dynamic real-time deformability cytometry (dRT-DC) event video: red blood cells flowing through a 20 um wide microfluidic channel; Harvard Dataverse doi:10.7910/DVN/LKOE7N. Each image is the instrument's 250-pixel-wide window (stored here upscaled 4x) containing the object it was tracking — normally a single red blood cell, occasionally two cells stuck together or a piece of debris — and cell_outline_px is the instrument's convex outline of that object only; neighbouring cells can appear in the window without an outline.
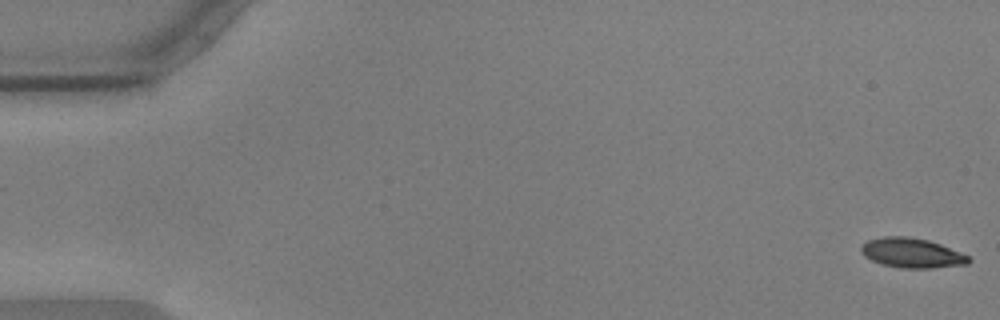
{"species": "common noctule bat (a hibernating species)", "species_latin": "Nyctalus noctula", "temperature_condition": "warm", "stored_images_in_passage": 20, "camera_frame_rate_fps": 3000, "um_per_image_px": 0.085, "animal": {"sex": "male", "body_mass_g": 17.9, "forearm_length_mm": 54.2}, "frame": {"image": 1, "passage_image": 1, "time_ms": 0.0, "image_size_px": [1000, 320], "cell_outline_px": [[972, 260], [968, 264], [932, 268], [900, 268], [880, 264], [864, 256], [860, 252], [860, 244], [868, 240], [884, 236], [908, 236], [928, 240], [940, 244], [960, 252], [968, 256]], "centroid_in_image_um": [77.47, 21.5], "position_along_channel_um": 7.5, "area_um2": 18.79}}
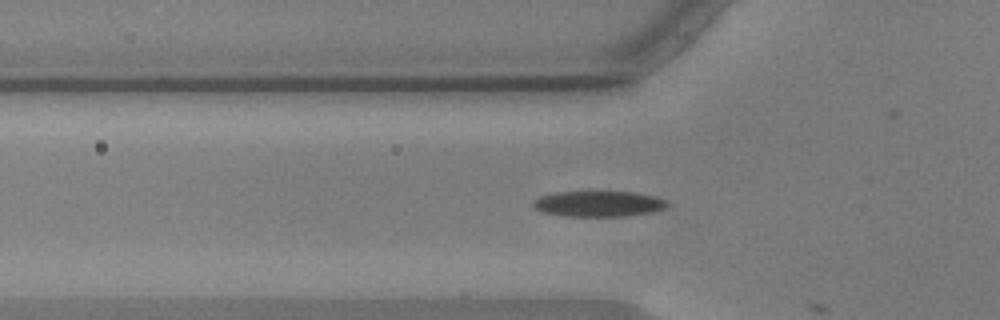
{"frame": {"image": 2, "passage_image": 19, "time_ms": 6.0, "image_size_px": [1000, 320], "cell_outline_px": [[668, 204], [664, 208], [652, 212], [628, 216], [560, 216], [544, 212], [536, 208], [532, 204], [540, 196], [556, 192], [632, 192], [656, 196], [664, 200]], "centroid_in_image_um": [50.88, 17.33], "position_along_channel_um": 74.9, "area_um2": 19.88}}